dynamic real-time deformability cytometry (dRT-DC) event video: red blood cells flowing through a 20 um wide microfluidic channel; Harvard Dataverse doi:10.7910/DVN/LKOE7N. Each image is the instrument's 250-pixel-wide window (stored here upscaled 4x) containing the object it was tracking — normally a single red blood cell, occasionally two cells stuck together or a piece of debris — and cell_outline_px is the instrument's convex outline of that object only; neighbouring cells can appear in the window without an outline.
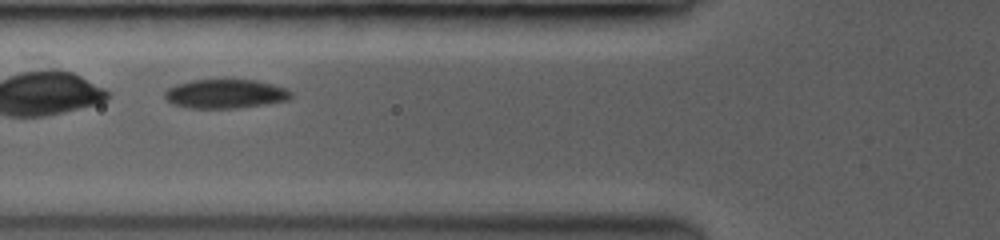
{"species": "common noctule bat (a hibernating species)", "species_latin": "Nyctalus noctula", "temperature_condition": "room temperature", "stored_images_in_passage": 14, "camera_frame_rate_fps": 3500, "um_per_image_px": 0.085, "animal": {"sex": "female", "body_mass_g": 19.0, "forearm_length_mm": 53.3}, "frame": {"image": 1, "passage_image": 8, "time_ms": 2.571, "image_size_px": [1000, 240], "cell_outline_px": [[292, 96], [288, 100], [236, 108], [192, 108], [176, 104], [168, 100], [164, 96], [164, 92], [168, 88], [176, 84], [192, 80], [256, 80], [272, 84], [284, 88], [292, 92]], "centroid_in_image_um": [19.16, 7.97], "position_along_channel_um": 106.6, "area_um2": 21.04}}
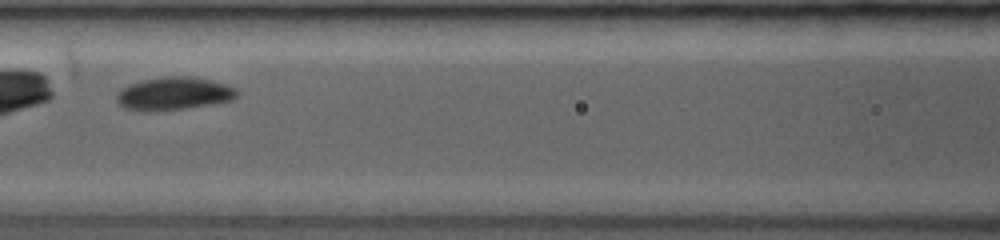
{"frame": {"image": 2, "passage_image": 12, "time_ms": 3.714, "image_size_px": [1000, 240], "cell_outline_px": [[236, 96], [228, 100], [184, 108], [128, 108], [120, 104], [116, 96], [124, 88], [132, 84], [144, 80], [168, 76], [188, 76], [212, 80], [224, 84], [232, 88], [236, 92]], "centroid_in_image_um": [14.81, 7.9], "position_along_channel_um": 151.8, "area_um2": 21.33}}